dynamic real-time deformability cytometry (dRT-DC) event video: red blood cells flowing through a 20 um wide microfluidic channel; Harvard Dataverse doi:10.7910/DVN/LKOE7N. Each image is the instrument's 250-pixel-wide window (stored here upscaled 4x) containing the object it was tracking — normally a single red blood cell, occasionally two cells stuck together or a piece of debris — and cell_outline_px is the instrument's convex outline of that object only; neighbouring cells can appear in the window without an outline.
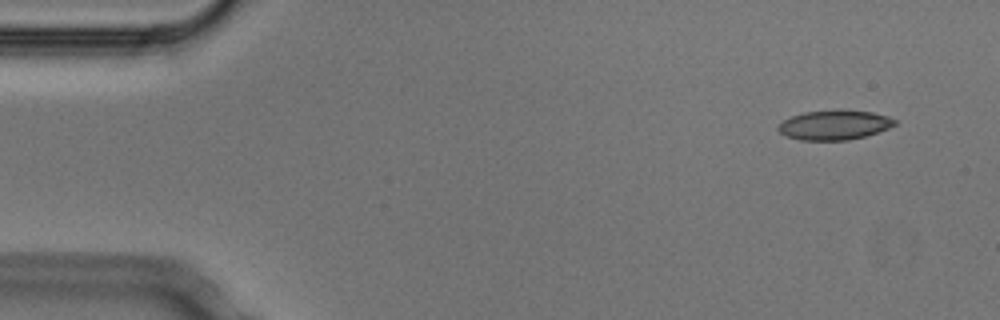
{"species": "Egyptian fruit bat (a non-hibernating species)", "species_latin": "Rousettus aegyptiacus", "temperature_condition": "cold", "stored_images_in_passage": 4, "camera_frame_rate_fps": 3000, "um_per_image_px": 0.085, "animal": {"sex": "male"}, "frame": {"image": 1, "passage_image": 1, "time_ms": 0.0, "image_size_px": [1000, 320], "cell_outline_px": [[896, 124], [888, 128], [864, 136], [848, 140], [800, 140], [788, 136], [780, 132], [776, 128], [784, 120], [792, 116], [804, 112], [872, 112], [888, 116], [896, 120]], "centroid_in_image_um": [70.91, 10.66], "position_along_channel_um": 14.1, "area_um2": 19.25}}
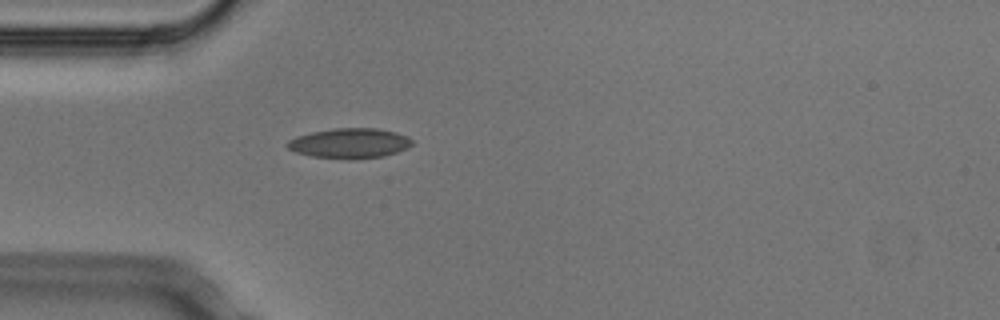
{"frame": {"image": 2, "passage_image": 4, "time_ms": 1.0, "image_size_px": [1000, 320], "cell_outline_px": [[412, 144], [408, 148], [384, 156], [312, 156], [296, 152], [288, 148], [284, 144], [288, 140], [296, 136], [312, 132], [336, 128], [376, 128], [396, 132], [408, 136], [412, 140]], "centroid_in_image_um": [29.72, 12.12], "position_along_channel_um": 55.3, "area_um2": 20.92}}